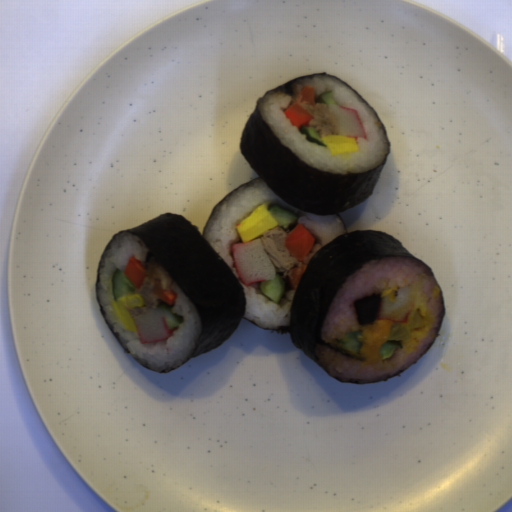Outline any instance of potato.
I'll return each mask as SVG.
<instances>
[{"label":"potato","mask_w":512,"mask_h":512,"mask_svg":"<svg viewBox=\"0 0 512 512\" xmlns=\"http://www.w3.org/2000/svg\"><path fill=\"white\" fill-rule=\"evenodd\" d=\"M381 298V293H377L352 301L354 313L360 326L375 321Z\"/></svg>","instance_id":"obj_1"},{"label":"potato","mask_w":512,"mask_h":512,"mask_svg":"<svg viewBox=\"0 0 512 512\" xmlns=\"http://www.w3.org/2000/svg\"><path fill=\"white\" fill-rule=\"evenodd\" d=\"M428 322L417 312L412 320L407 323L394 322L387 341H408L411 333L415 330L425 328Z\"/></svg>","instance_id":"obj_2"}]
</instances>
